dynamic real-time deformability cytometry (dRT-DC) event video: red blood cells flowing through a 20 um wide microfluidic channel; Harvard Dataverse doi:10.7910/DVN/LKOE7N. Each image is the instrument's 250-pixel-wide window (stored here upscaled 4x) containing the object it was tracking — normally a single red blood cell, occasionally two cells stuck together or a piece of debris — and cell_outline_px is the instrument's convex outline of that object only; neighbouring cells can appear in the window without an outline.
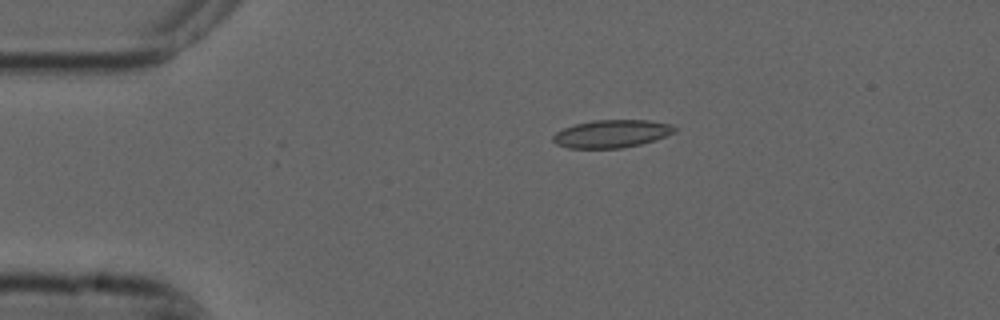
{"species": "common noctule bat (a hibernating species)", "species_latin": "Nyctalus noctula", "temperature_condition": "cold", "stored_images_in_passage": 5, "camera_frame_rate_fps": 3000, "um_per_image_px": 0.085, "animal": {"sex": "male", "forearm_length_mm": 52.5}, "frame": {"image": 1, "passage_image": 3, "time_ms": 0.667, "image_size_px": [1000, 320], "cell_outline_px": [[676, 132], [656, 140], [624, 148], [568, 148], [556, 144], [552, 140], [552, 136], [556, 132], [564, 128], [576, 124], [592, 120], [648, 120], [672, 124], [676, 128]], "centroid_in_image_um": [52.01, 11.37], "position_along_channel_um": 33.0, "area_um2": 19.83}}